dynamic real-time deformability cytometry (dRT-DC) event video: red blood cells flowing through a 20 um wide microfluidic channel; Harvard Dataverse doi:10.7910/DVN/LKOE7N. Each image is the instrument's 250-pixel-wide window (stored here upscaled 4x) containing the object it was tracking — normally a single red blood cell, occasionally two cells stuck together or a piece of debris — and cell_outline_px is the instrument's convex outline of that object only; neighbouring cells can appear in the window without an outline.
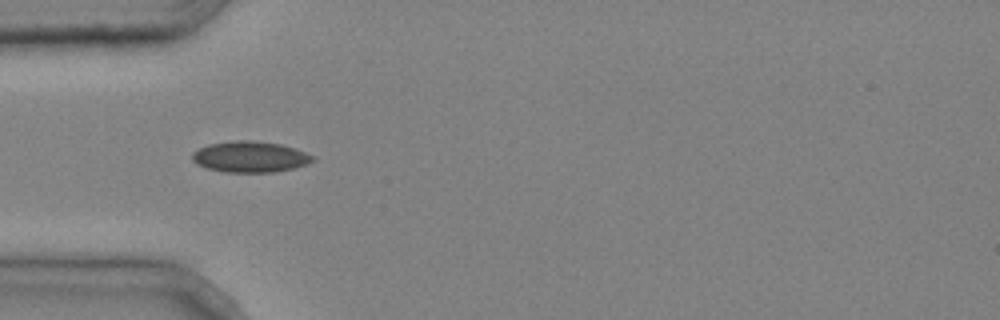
{"species": "common noctule bat (a hibernating species)", "species_latin": "Nyctalus noctula", "temperature_condition": "cold", "stored_images_in_passage": 2, "camera_frame_rate_fps": 3000, "um_per_image_px": 0.085, "animal": {"sex": "male", "body_mass_g": 20.4}, "frame": {"image": 1, "passage_image": 1, "time_ms": 0.0, "image_size_px": [1000, 320], "cell_outline_px": [[316, 160], [292, 168], [272, 172], [224, 172], [208, 168], [196, 164], [192, 160], [192, 152], [208, 144], [236, 140], [252, 140], [280, 144], [296, 148], [316, 156]], "centroid_in_image_um": [21.26, 13.32], "position_along_channel_um": 63.7, "area_um2": 21.79}}